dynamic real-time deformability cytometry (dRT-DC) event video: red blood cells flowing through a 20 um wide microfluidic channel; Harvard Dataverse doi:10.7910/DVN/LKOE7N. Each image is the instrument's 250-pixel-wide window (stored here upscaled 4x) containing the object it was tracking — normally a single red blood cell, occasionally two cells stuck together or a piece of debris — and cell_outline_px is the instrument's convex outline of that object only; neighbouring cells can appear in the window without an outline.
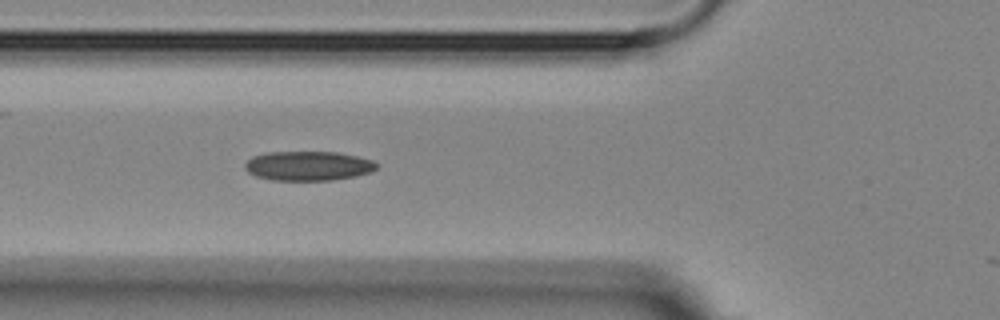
{"species": "Egyptian fruit bat (a non-hibernating species)", "species_latin": "Rousettus aegyptiacus", "temperature_condition": "room temperature", "stored_images_in_passage": 7, "camera_frame_rate_fps": 3000, "um_per_image_px": 0.085, "animal": {"sex": "female"}, "frame": {"image": 1, "passage_image": 6, "time_ms": 6.333, "image_size_px": [1000, 320], "cell_outline_px": [[376, 168], [368, 172], [356, 176], [332, 180], [272, 180], [256, 176], [248, 172], [244, 168], [244, 164], [252, 156], [268, 152], [336, 152], [356, 156], [372, 160], [376, 164]], "centroid_in_image_um": [26.15, 14.1], "position_along_channel_um": 99.7, "area_um2": 22.43}}